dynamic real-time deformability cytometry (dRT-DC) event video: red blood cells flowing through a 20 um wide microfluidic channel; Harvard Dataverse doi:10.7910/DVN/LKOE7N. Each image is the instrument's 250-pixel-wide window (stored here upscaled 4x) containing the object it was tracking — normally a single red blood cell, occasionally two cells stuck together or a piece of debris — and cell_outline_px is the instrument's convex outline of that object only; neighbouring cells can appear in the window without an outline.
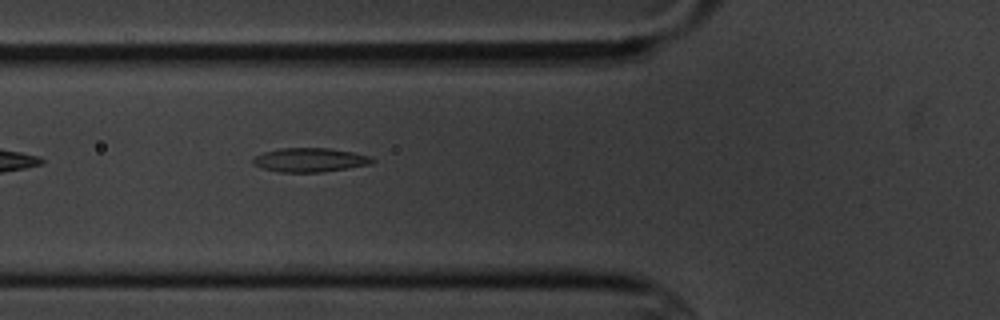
{"species": "common noctule bat (a hibernating species)", "species_latin": "Nyctalus noctula", "temperature_condition": "cold", "stored_images_in_passage": 7, "camera_frame_rate_fps": 3000, "um_per_image_px": 0.085, "animal": {"sex": "male", "body_mass_g": 20.1, "forearm_length_mm": 53.5}, "frame": {"image": 1, "passage_image": 7, "time_ms": 6.667, "image_size_px": [1000, 320], "cell_outline_px": [[376, 160], [372, 164], [320, 172], [280, 172], [264, 168], [252, 164], [252, 160], [256, 156], [264, 152], [280, 148], [328, 148], [352, 152], [372, 156]], "centroid_in_image_um": [26.37, 13.59], "position_along_channel_um": 99.4, "area_um2": 16.59}}